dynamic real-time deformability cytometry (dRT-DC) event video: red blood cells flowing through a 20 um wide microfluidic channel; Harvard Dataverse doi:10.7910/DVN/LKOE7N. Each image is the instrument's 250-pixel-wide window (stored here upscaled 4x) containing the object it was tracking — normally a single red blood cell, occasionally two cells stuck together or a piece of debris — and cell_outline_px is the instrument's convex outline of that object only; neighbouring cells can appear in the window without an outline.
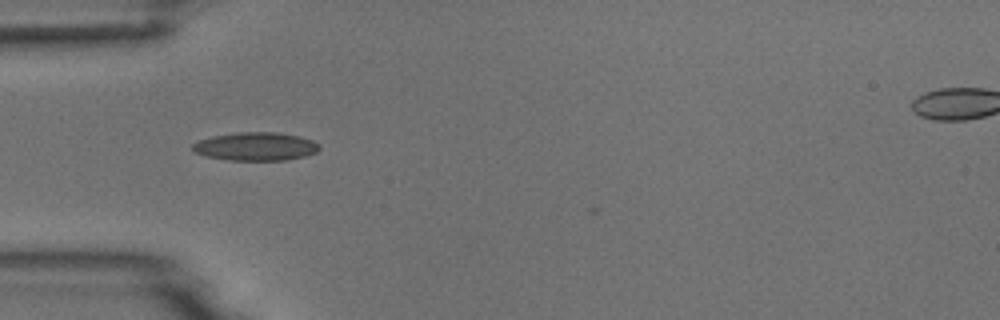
{"species": "common noctule bat (a hibernating species)", "species_latin": "Nyctalus noctula", "temperature_condition": "room temperature", "stored_images_in_passage": 2, "camera_frame_rate_fps": 3000, "um_per_image_px": 0.085, "animal": {"sex": "male", "body_mass_g": 18.8}, "frame": {"image": 1, "passage_image": 1, "time_ms": 0.0, "image_size_px": [1000, 320], "cell_outline_px": [[320, 148], [316, 152], [304, 156], [284, 160], [228, 160], [208, 156], [196, 152], [192, 148], [192, 144], [200, 140], [212, 136], [236, 132], [280, 132], [300, 136], [312, 140], [320, 144]], "centroid_in_image_um": [21.77, 12.43], "position_along_channel_um": 63.2, "area_um2": 20.87}}